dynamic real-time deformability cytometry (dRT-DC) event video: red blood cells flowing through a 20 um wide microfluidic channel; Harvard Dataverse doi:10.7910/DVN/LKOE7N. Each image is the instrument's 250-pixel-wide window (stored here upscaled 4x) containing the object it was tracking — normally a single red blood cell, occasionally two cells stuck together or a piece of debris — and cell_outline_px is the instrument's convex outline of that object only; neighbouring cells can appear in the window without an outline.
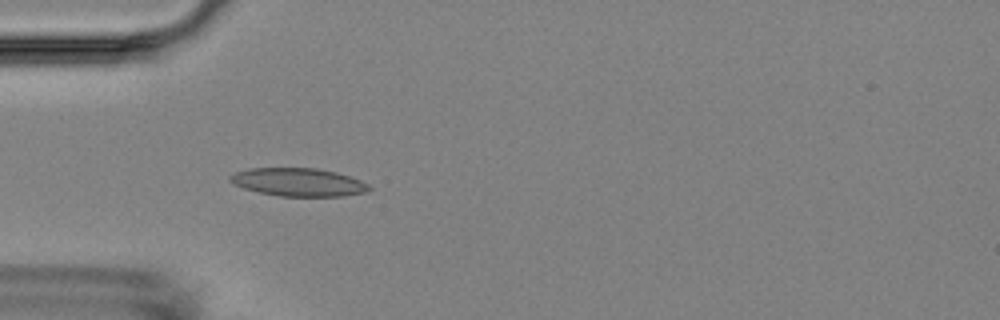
{"species": "Egyptian fruit bat (a non-hibernating species)", "species_latin": "Rousettus aegyptiacus", "temperature_condition": "room temperature", "stored_images_in_passage": 4, "camera_frame_rate_fps": 3000, "um_per_image_px": 0.085, "animal": {"sex": "female"}, "frame": {"image": 1, "passage_image": 3, "time_ms": 3.333, "image_size_px": [1000, 320], "cell_outline_px": [[372, 188], [368, 192], [344, 196], [280, 196], [260, 192], [244, 188], [232, 184], [228, 180], [228, 176], [236, 172], [248, 168], [316, 168], [336, 172], [360, 180], [368, 184]], "centroid_in_image_um": [25.35, 15.48], "position_along_channel_um": 59.6, "area_um2": 22.83}}